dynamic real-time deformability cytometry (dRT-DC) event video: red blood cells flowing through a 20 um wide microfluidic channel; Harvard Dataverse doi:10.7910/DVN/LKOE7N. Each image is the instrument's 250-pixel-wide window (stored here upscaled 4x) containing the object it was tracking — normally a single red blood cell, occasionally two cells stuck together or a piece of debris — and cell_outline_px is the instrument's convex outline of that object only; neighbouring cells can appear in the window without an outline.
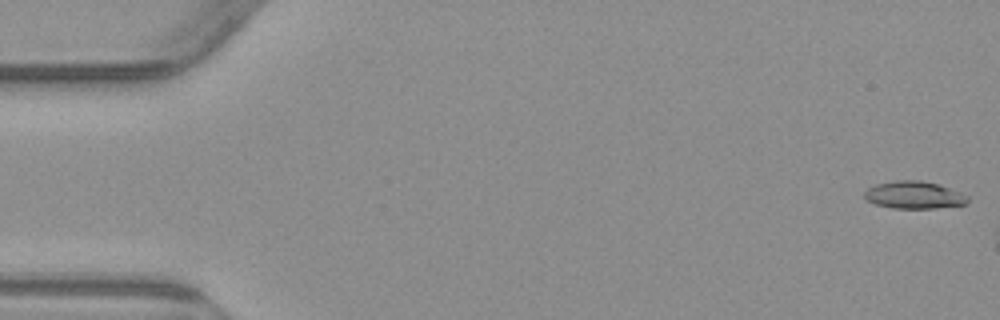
{"species": "common noctule bat (a hibernating species)", "species_latin": "Nyctalus noctula", "temperature_condition": "warm", "stored_images_in_passage": 6, "camera_frame_rate_fps": 3000, "um_per_image_px": 0.085, "animal": {"sex": "male", "body_mass_g": 23.1, "forearm_length_mm": 52.7}, "frame": {"image": 1, "passage_image": 1, "time_ms": 0.0, "image_size_px": [1000, 320], "cell_outline_px": [[968, 204], [936, 208], [892, 208], [876, 204], [868, 200], [864, 196], [864, 192], [868, 188], [876, 184], [896, 180], [920, 180], [936, 184], [960, 192], [968, 196]], "centroid_in_image_um": [77.7, 16.58], "position_along_channel_um": 7.3, "area_um2": 16.36}}